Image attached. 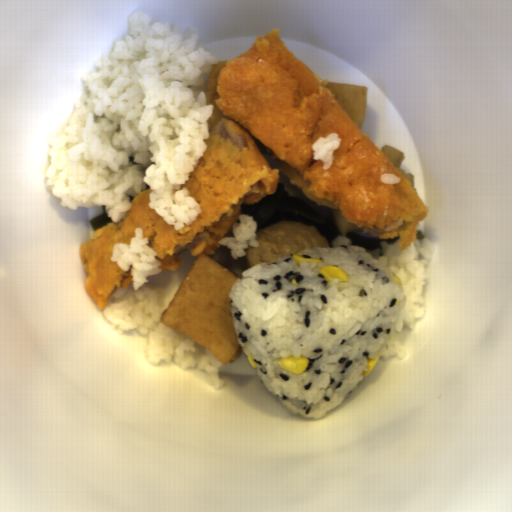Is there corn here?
<instances>
[{"label": "corn", "mask_w": 512, "mask_h": 512, "mask_svg": "<svg viewBox=\"0 0 512 512\" xmlns=\"http://www.w3.org/2000/svg\"><path fill=\"white\" fill-rule=\"evenodd\" d=\"M276 362L281 369L298 375L304 373L309 365V359L302 354L299 358H295L294 355L287 358L282 357Z\"/></svg>", "instance_id": "1"}, {"label": "corn", "mask_w": 512, "mask_h": 512, "mask_svg": "<svg viewBox=\"0 0 512 512\" xmlns=\"http://www.w3.org/2000/svg\"><path fill=\"white\" fill-rule=\"evenodd\" d=\"M319 273L323 275L327 283L333 279H337L338 282L341 283H347L349 281L347 273L340 267L334 265L320 267Z\"/></svg>", "instance_id": "2"}, {"label": "corn", "mask_w": 512, "mask_h": 512, "mask_svg": "<svg viewBox=\"0 0 512 512\" xmlns=\"http://www.w3.org/2000/svg\"><path fill=\"white\" fill-rule=\"evenodd\" d=\"M299 252H304V251H302V250H300V251H295V252H293V254L291 255V258H294V259L296 260V264H297V266H298V267H299V265H300V261H305V262H307L308 264H309L310 262H317V263H320L321 261H323V260H320V259H314V258H309V257H301V256L299 255Z\"/></svg>", "instance_id": "3"}, {"label": "corn", "mask_w": 512, "mask_h": 512, "mask_svg": "<svg viewBox=\"0 0 512 512\" xmlns=\"http://www.w3.org/2000/svg\"><path fill=\"white\" fill-rule=\"evenodd\" d=\"M379 358H380V353L378 354V356L375 359H369L367 357V359H368L367 370H363L361 375L364 376V377H367L370 374V372L373 370L375 365L377 364Z\"/></svg>", "instance_id": "4"}, {"label": "corn", "mask_w": 512, "mask_h": 512, "mask_svg": "<svg viewBox=\"0 0 512 512\" xmlns=\"http://www.w3.org/2000/svg\"><path fill=\"white\" fill-rule=\"evenodd\" d=\"M247 358H248L249 362L251 363V365L253 366V368H257V367H259V366L255 363L254 358H253V355L247 356Z\"/></svg>", "instance_id": "5"}, {"label": "corn", "mask_w": 512, "mask_h": 512, "mask_svg": "<svg viewBox=\"0 0 512 512\" xmlns=\"http://www.w3.org/2000/svg\"><path fill=\"white\" fill-rule=\"evenodd\" d=\"M390 277H392V278L397 282V284H398L400 287L402 286L401 280H400V278H399L398 276H396V275L394 274V275H392V276H390Z\"/></svg>", "instance_id": "6"}]
</instances>
